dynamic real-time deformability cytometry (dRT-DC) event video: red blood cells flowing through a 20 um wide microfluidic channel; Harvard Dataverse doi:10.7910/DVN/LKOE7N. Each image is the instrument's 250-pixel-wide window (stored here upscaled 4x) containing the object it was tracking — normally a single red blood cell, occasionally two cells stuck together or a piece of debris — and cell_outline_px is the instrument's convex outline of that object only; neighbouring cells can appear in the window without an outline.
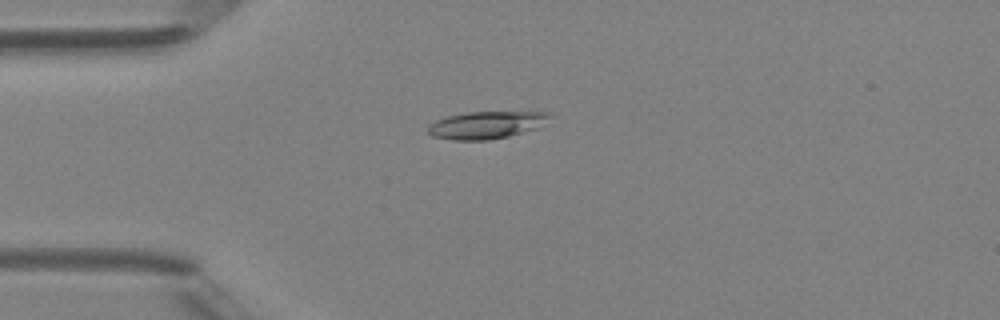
{"species": "Egyptian fruit bat (a non-hibernating species)", "species_latin": "Rousettus aegyptiacus", "temperature_condition": "room temperature", "stored_images_in_passage": 4, "camera_frame_rate_fps": 3000, "um_per_image_px": 0.085, "animal": {"sex": "female"}, "frame": {"image": 1, "passage_image": 3, "time_ms": 2.333, "image_size_px": [1000, 320], "cell_outline_px": [[552, 116], [536, 128], [508, 136], [488, 140], [452, 140], [432, 136], [428, 132], [428, 124], [436, 120], [448, 116], [468, 112], [552, 112]], "centroid_in_image_um": [41.3, 10.62], "position_along_channel_um": 43.7, "area_um2": 19.25}}